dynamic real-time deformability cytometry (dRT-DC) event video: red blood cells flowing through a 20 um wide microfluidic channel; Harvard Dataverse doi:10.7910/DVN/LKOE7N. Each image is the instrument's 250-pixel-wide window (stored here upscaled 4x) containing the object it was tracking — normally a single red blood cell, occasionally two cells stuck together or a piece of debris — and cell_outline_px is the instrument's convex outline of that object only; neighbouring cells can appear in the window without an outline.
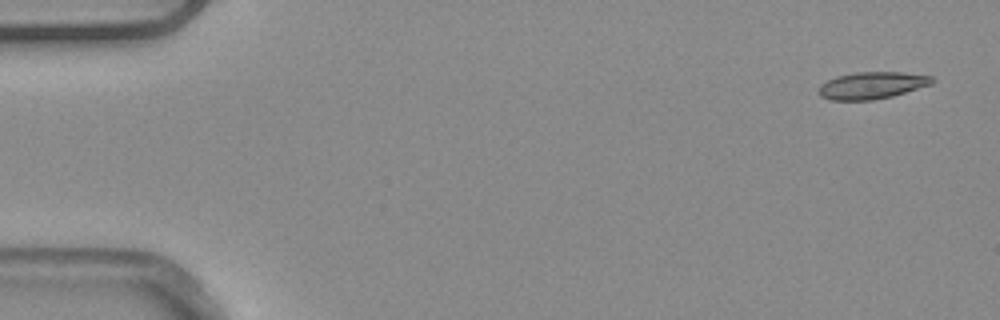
{"species": "common noctule bat (a hibernating species)", "species_latin": "Nyctalus noctula", "temperature_condition": "warm", "stored_images_in_passage": 7, "camera_frame_rate_fps": 3000, "um_per_image_px": 0.085, "animal": {"sex": "male", "body_mass_g": 20.4}, "frame": {"image": 1, "passage_image": 1, "time_ms": 0.0, "image_size_px": [1000, 320], "cell_outline_px": [[936, 80], [932, 84], [892, 96], [872, 100], [828, 100], [820, 96], [820, 84], [836, 76], [856, 72], [900, 72], [932, 76]], "centroid_in_image_um": [74.12, 7.25], "position_along_channel_um": 10.9, "area_um2": 17.8}}
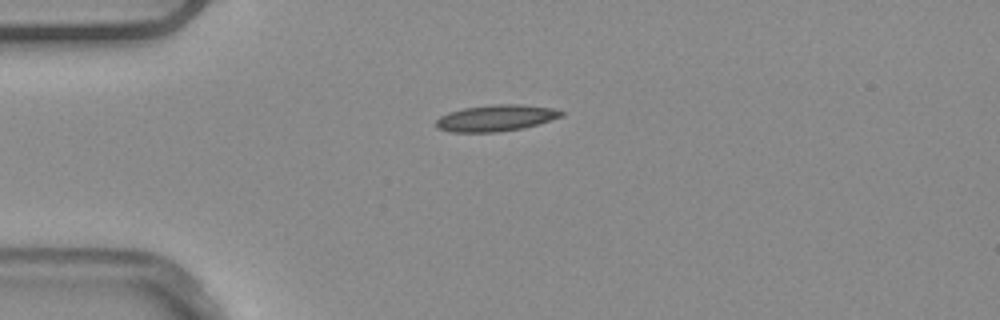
{"frame": {"image": 2, "passage_image": 3, "time_ms": 0.667, "image_size_px": [1000, 320], "cell_outline_px": [[564, 116], [524, 128], [496, 132], [452, 132], [436, 128], [436, 120], [440, 116], [448, 112], [464, 108], [492, 104], [520, 104], [552, 108], [564, 112]], "centroid_in_image_um": [42.14, 10.03], "position_along_channel_um": 42.9, "area_um2": 19.31}}